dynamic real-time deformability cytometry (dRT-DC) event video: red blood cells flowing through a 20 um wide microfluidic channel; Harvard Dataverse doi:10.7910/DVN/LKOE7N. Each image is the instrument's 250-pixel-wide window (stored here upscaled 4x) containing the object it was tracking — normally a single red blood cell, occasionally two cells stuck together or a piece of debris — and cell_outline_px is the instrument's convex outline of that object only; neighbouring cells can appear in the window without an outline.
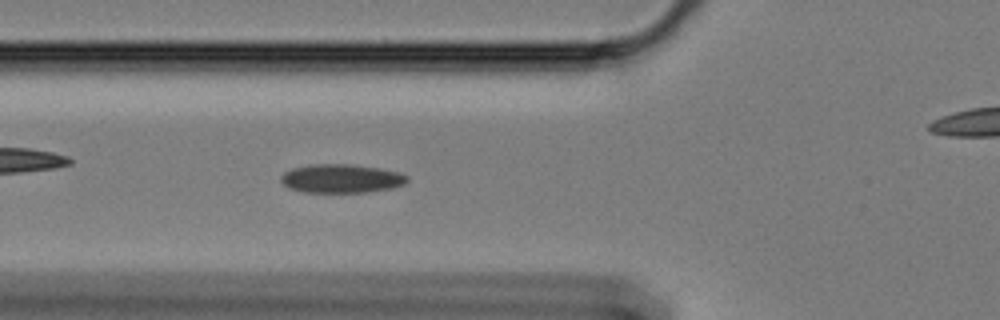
{"species": "Egyptian fruit bat (a non-hibernating species)", "species_latin": "Rousettus aegyptiacus", "temperature_condition": "cold", "stored_images_in_passage": 60, "camera_frame_rate_fps": 3000, "um_per_image_px": 0.085, "animal": {"sex": "female"}, "frame": {"image": 1, "passage_image": 21, "time_ms": 6.667, "image_size_px": [1000, 320], "cell_outline_px": [[408, 180], [404, 184], [392, 188], [364, 192], [304, 192], [288, 188], [280, 180], [280, 176], [284, 172], [292, 168], [308, 164], [352, 164], [380, 168], [396, 172], [408, 176]], "centroid_in_image_um": [28.97, 15.17], "position_along_channel_um": 96.8, "area_um2": 21.15}}
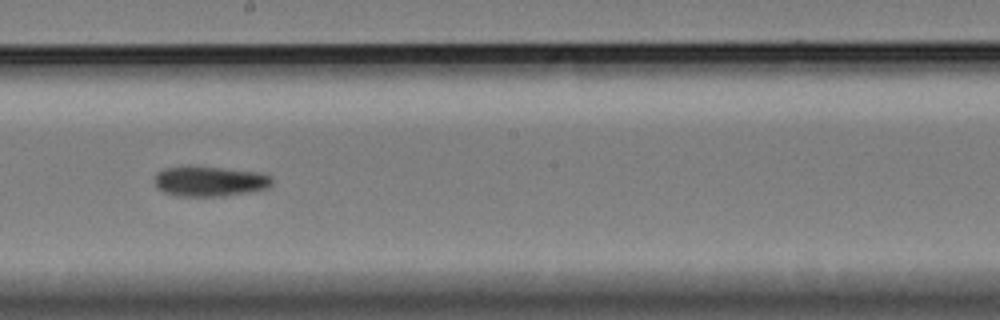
{"frame": {"image": 2, "passage_image": 33, "time_ms": 10.667, "image_size_px": [1000, 320], "cell_outline_px": [[272, 184], [268, 188], [248, 192], [224, 196], [176, 196], [164, 192], [156, 188], [152, 180], [156, 172], [164, 168], [188, 164], [260, 172], [272, 176]], "centroid_in_image_um": [17.76, 15.38], "position_along_channel_um": 230.4, "area_um2": 21.39}}
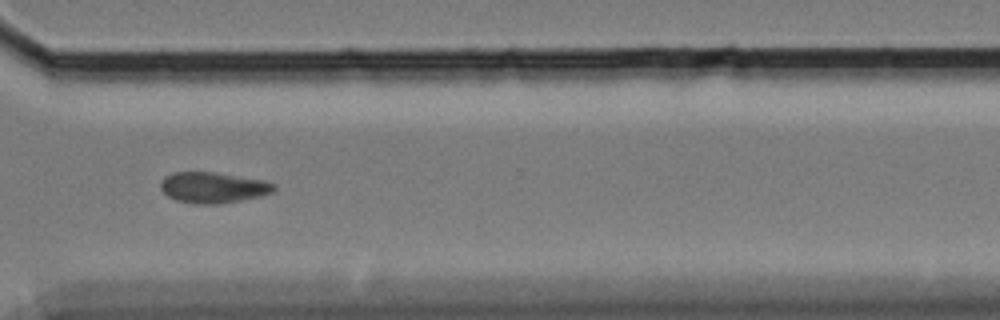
{"frame": {"image": 3, "passage_image": 44, "time_ms": 14.333, "image_size_px": [1000, 320], "cell_outline_px": [[276, 188], [272, 192], [260, 196], [220, 204], [200, 204], [176, 200], [168, 196], [160, 188], [160, 184], [164, 176], [172, 172], [216, 172], [264, 180], [276, 184]], "centroid_in_image_um": [18.11, 15.93], "position_along_channel_um": 352.5, "area_um2": 20.4}, "authors_computed_cell_mechanics": {"area_um2": 20.9814, "velocity_mm_per_s": 3.3308, "shape_relaxation_time_tau1_ms": 8.8065, "shape_relaxation_time_tau2_ms": null, "deformation_change_tau1": 0.0828, "deformation_change_tau2": null}}